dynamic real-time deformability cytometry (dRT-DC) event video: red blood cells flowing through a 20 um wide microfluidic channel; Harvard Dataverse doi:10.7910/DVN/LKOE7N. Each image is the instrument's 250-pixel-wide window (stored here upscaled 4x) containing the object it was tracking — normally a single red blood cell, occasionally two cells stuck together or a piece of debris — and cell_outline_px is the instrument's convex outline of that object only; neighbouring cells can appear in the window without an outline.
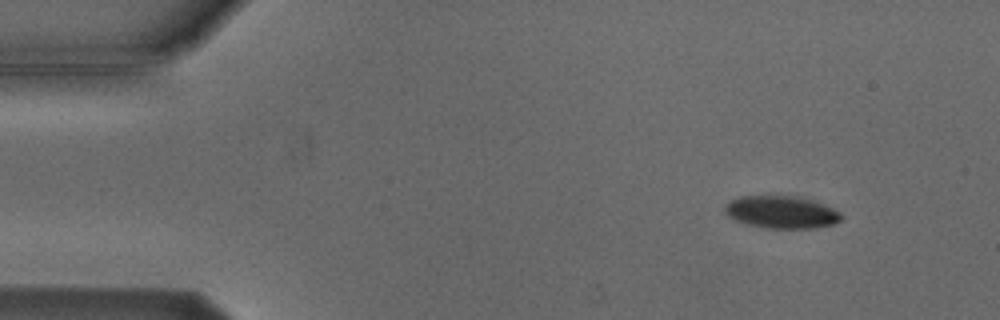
{"species": "Egyptian fruit bat (a non-hibernating species)", "species_latin": "Rousettus aegyptiacus", "temperature_condition": "cold", "stored_images_in_passage": 5, "camera_frame_rate_fps": 3000, "um_per_image_px": 0.085, "animal": {"sex": "male"}, "frame": {"image": 1, "passage_image": 1, "time_ms": 0.0, "image_size_px": [1000, 320], "cell_outline_px": [[844, 216], [840, 220], [832, 224], [816, 228], [768, 228], [748, 224], [736, 220], [728, 216], [724, 212], [724, 204], [728, 200], [740, 196], [796, 196], [812, 200], [832, 208], [840, 212]], "centroid_in_image_um": [66.39, 18.02], "position_along_channel_um": 18.6, "area_um2": 22.02}}